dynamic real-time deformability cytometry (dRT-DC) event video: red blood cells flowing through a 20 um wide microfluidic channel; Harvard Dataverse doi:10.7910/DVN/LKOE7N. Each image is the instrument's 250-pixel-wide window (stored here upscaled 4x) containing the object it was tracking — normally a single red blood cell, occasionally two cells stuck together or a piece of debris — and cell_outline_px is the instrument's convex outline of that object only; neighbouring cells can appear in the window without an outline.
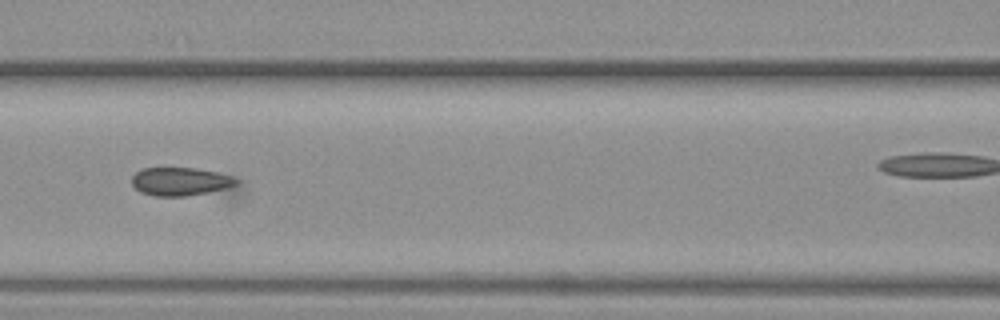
{"species": "common noctule bat (a hibernating species)", "species_latin": "Nyctalus noctula", "temperature_condition": "warm", "stored_images_in_passage": 30, "camera_frame_rate_fps": 3000, "um_per_image_px": 0.085, "animal": {"sex": "female", "body_mass_g": 19.3, "forearm_length_mm": 54.1}, "frame": {"image": 1, "passage_image": 16, "time_ms": 5.0, "image_size_px": [1000, 320], "cell_outline_px": [[244, 188], [240, 196], [236, 200], [228, 200], [156, 196], [140, 192], [132, 184], [132, 176], [136, 172], [144, 168], [192, 168], [216, 172], [236, 176], [240, 180]], "centroid_in_image_um": [15.95, 15.61], "position_along_channel_um": 150.7, "area_um2": 20.92}}